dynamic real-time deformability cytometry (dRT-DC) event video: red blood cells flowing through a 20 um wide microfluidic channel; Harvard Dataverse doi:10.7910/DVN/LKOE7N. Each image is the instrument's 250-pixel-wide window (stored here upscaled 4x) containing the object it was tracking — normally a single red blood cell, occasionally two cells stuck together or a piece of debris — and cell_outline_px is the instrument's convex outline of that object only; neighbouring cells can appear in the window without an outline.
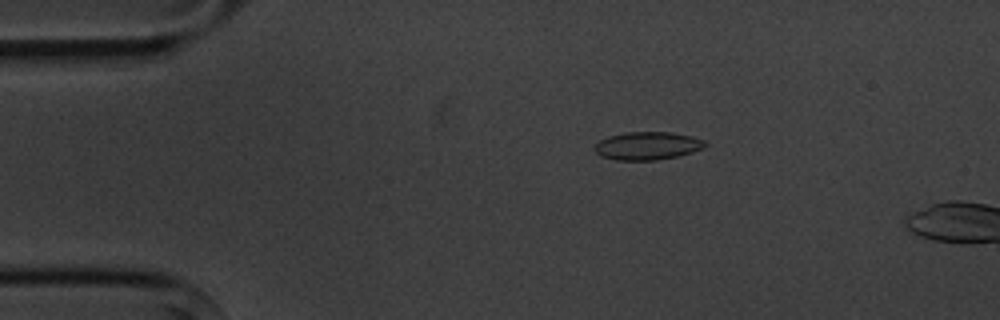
{"species": "common noctule bat (a hibernating species)", "species_latin": "Nyctalus noctula", "temperature_condition": "cold", "stored_images_in_passage": 8, "camera_frame_rate_fps": 3000, "um_per_image_px": 0.085, "animal": {"sex": "male", "body_mass_g": 20.1, "forearm_length_mm": 53.5}, "frame": {"image": 1, "passage_image": 3, "time_ms": 2.333, "image_size_px": [1000, 320], "cell_outline_px": [[708, 144], [704, 148], [692, 152], [676, 156], [656, 160], [616, 160], [600, 156], [596, 152], [596, 144], [600, 140], [608, 136], [628, 132], [672, 132], [692, 136], [704, 140]], "centroid_in_image_um": [55.06, 12.39], "position_along_channel_um": 29.9, "area_um2": 17.98}}
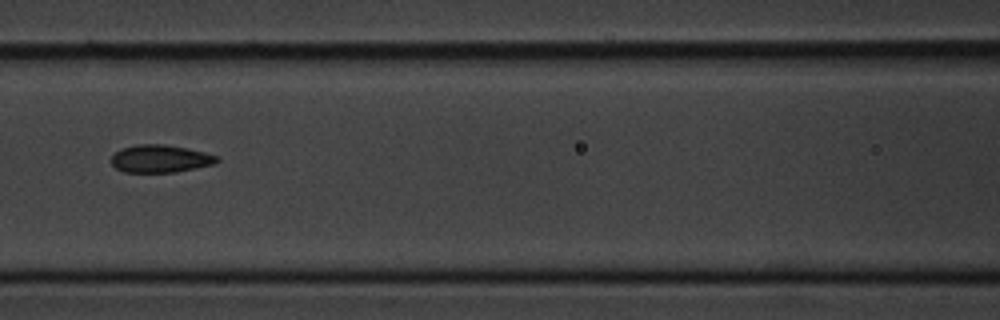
{"frame": {"image": 2, "passage_image": 7, "time_ms": 7.0, "image_size_px": [1000, 320], "cell_outline_px": [[220, 160], [212, 164], [196, 168], [176, 172], [124, 172], [116, 168], [112, 164], [112, 156], [120, 148], [136, 144], [164, 144], [188, 148], [220, 156]], "centroid_in_image_um": [13.64, 13.48], "position_along_channel_um": 153.0, "area_um2": 17.11}}
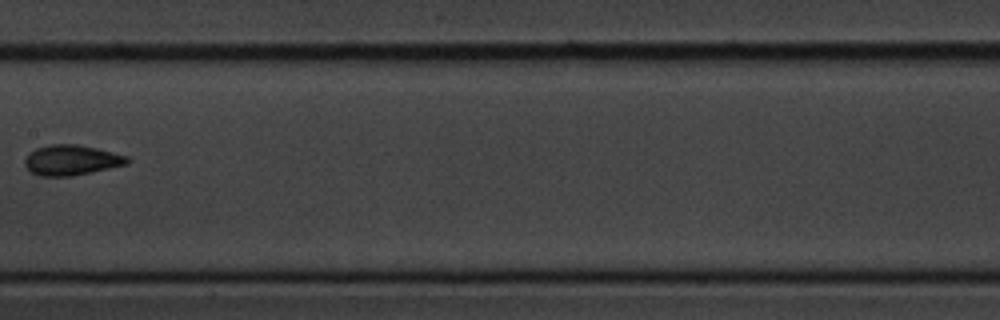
{"frame": {"image": 3, "passage_image": 8, "time_ms": 8.333, "image_size_px": [1000, 320], "cell_outline_px": [[128, 164], [92, 172], [72, 176], [40, 176], [32, 172], [24, 164], [24, 160], [28, 152], [36, 148], [48, 144], [76, 144], [96, 148], [128, 156]], "centroid_in_image_um": [6.04, 13.6], "position_along_channel_um": 201.4, "area_um2": 18.09}}